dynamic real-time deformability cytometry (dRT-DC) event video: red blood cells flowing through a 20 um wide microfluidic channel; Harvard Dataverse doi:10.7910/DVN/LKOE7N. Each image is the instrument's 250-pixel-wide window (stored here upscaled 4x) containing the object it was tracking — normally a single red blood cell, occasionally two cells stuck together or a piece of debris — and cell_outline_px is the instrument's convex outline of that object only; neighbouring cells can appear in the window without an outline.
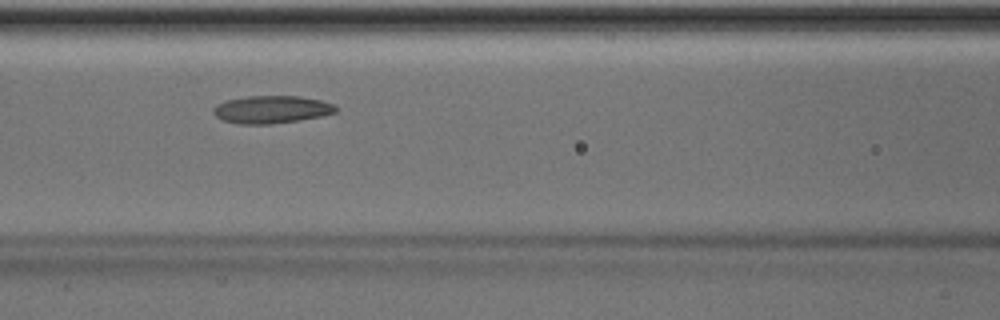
{"species": "Egyptian fruit bat (a non-hibernating species)", "species_latin": "Rousettus aegyptiacus", "temperature_condition": "room temperature", "stored_images_in_passage": 7, "camera_frame_rate_fps": 3000, "um_per_image_px": 0.085, "animal": {"sex": "male"}, "frame": {"image": 1, "passage_image": 6, "time_ms": 4.0, "image_size_px": [1000, 320], "cell_outline_px": [[336, 112], [320, 116], [300, 120], [268, 124], [236, 124], [220, 120], [212, 112], [212, 108], [216, 104], [224, 100], [244, 96], [300, 96], [320, 100], [332, 104], [336, 108]], "centroid_in_image_um": [22.99, 9.3], "position_along_channel_um": 143.6, "area_um2": 19.88}}
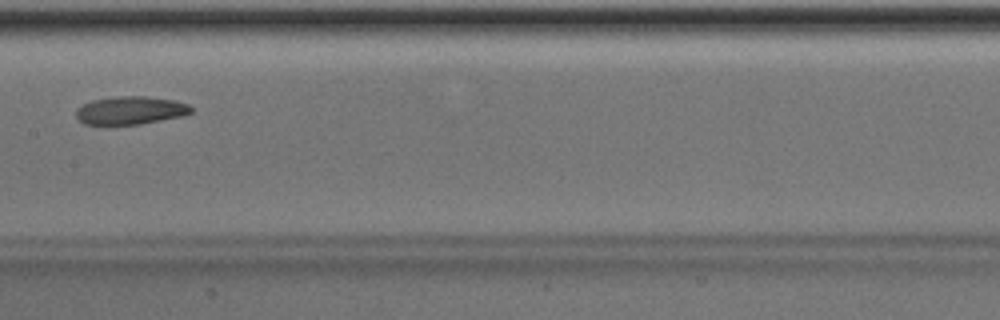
{"frame": {"image": 2, "passage_image": 7, "time_ms": 5.333, "image_size_px": [1000, 320], "cell_outline_px": [[192, 112], [180, 116], [140, 124], [108, 128], [84, 124], [76, 116], [76, 108], [92, 100], [112, 96], [148, 96], [176, 100], [188, 104], [192, 108]], "centroid_in_image_um": [11.02, 9.41], "position_along_channel_um": 196.4, "area_um2": 19.59}}